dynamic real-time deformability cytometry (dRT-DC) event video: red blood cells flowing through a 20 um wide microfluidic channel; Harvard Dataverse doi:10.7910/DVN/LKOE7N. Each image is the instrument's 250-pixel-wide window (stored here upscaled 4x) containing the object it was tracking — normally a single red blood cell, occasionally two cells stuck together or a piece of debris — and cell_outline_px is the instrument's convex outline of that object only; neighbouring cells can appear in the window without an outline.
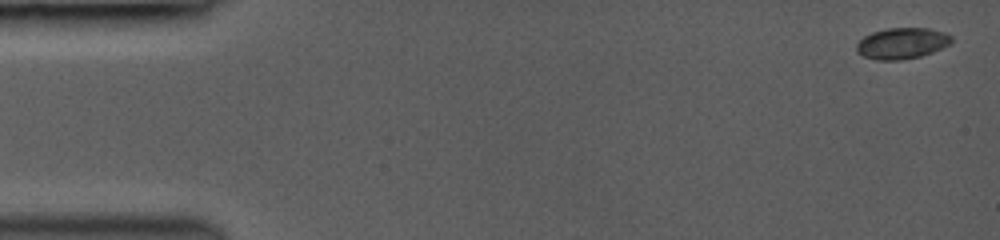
{"species": "common noctule bat (a hibernating species)", "species_latin": "Nyctalus noctula", "temperature_condition": "room temperature", "stored_images_in_passage": 21, "camera_frame_rate_fps": 3000, "um_per_image_px": 0.085, "animal": {"sex": "female", "body_mass_g": 19.0, "forearm_length_mm": 53.3}, "frame": {"image": 1, "passage_image": 1, "time_ms": 0.0, "image_size_px": [1000, 240], "cell_outline_px": [[952, 40], [948, 44], [932, 52], [920, 56], [900, 60], [876, 60], [864, 56], [856, 52], [856, 44], [864, 36], [872, 32], [888, 28], [928, 28], [944, 32], [952, 36]], "centroid_in_image_um": [76.63, 3.68], "position_along_channel_um": 8.4, "area_um2": 17.11}}
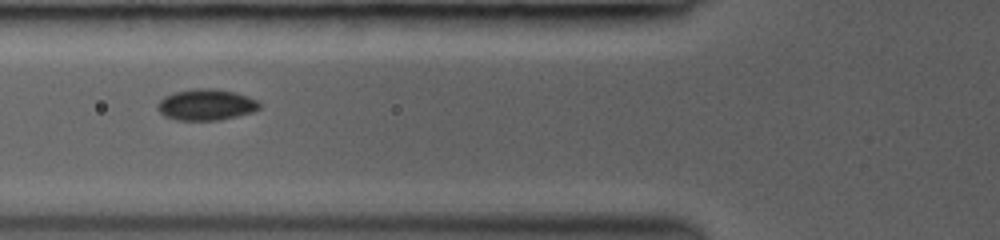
{"frame": {"image": 2, "passage_image": 10, "time_ms": 5.667, "image_size_px": [1000, 240], "cell_outline_px": [[260, 108], [252, 112], [220, 120], [176, 120], [164, 116], [156, 108], [160, 100], [164, 96], [176, 92], [196, 88], [216, 88], [236, 92], [248, 96], [256, 100], [260, 104]], "centroid_in_image_um": [17.52, 8.9], "position_along_channel_um": 108.3, "area_um2": 18.55}}
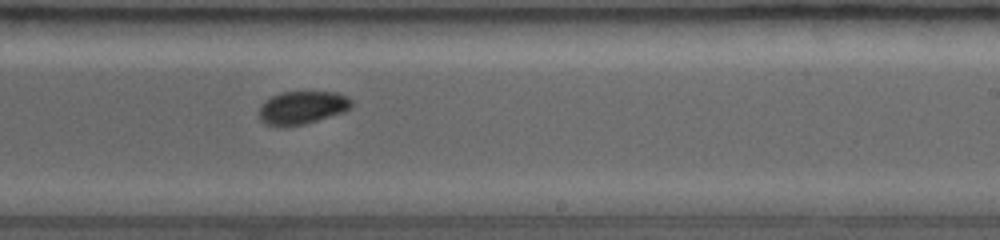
{"frame": {"image": 3, "passage_image": 21, "time_ms": 9.333, "image_size_px": [1000, 240], "cell_outline_px": [[352, 108], [344, 112], [304, 124], [284, 128], [264, 124], [260, 120], [260, 104], [264, 100], [280, 92], [336, 92], [348, 96], [352, 100]], "centroid_in_image_um": [25.67, 9.16], "position_along_channel_um": 263.3, "area_um2": 18.15}}